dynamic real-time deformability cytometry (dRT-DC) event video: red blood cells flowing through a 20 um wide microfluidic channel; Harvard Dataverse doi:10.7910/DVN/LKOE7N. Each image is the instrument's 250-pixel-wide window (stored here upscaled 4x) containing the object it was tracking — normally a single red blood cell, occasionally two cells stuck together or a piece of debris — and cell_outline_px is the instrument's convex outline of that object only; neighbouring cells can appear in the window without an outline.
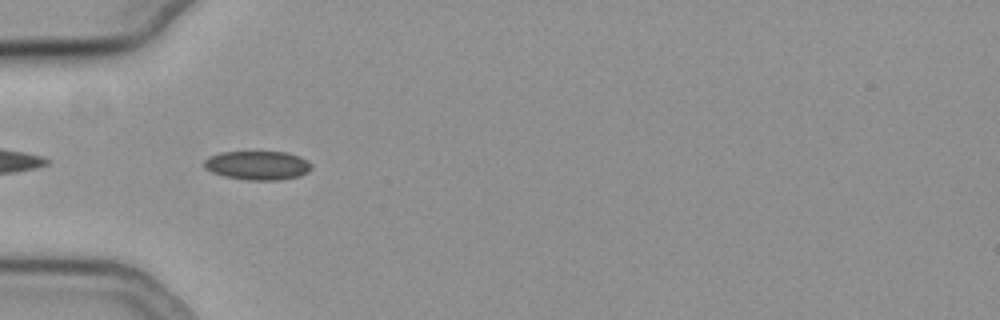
{"species": "common noctule bat (a hibernating species)", "species_latin": "Nyctalus noctula", "temperature_condition": "cold", "stored_images_in_passage": 39, "camera_frame_rate_fps": 3000, "um_per_image_px": 0.085, "animal": {"sex": "female", "body_mass_g": 19.3, "forearm_length_mm": 54.1}, "frame": {"image": 1, "passage_image": 2, "time_ms": 0.333, "image_size_px": [1000, 320], "cell_outline_px": [[312, 168], [308, 172], [300, 176], [280, 180], [248, 180], [224, 176], [212, 172], [204, 168], [204, 160], [208, 156], [220, 152], [284, 152], [300, 156], [312, 164]], "centroid_in_image_um": [21.89, 14.06], "position_along_channel_um": 63.1, "area_um2": 18.21}}
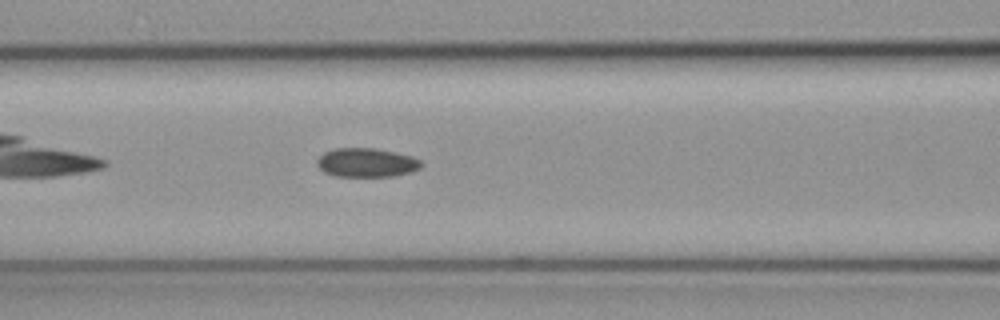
{"frame": {"image": 2, "passage_image": 8, "time_ms": 2.333, "image_size_px": [1000, 320], "cell_outline_px": [[424, 164], [420, 168], [412, 172], [396, 176], [336, 176], [324, 172], [316, 164], [316, 160], [324, 152], [336, 148], [372, 148], [412, 156], [420, 160]], "centroid_in_image_um": [31.16, 13.83], "position_along_channel_um": 135.4, "area_um2": 17.57}}
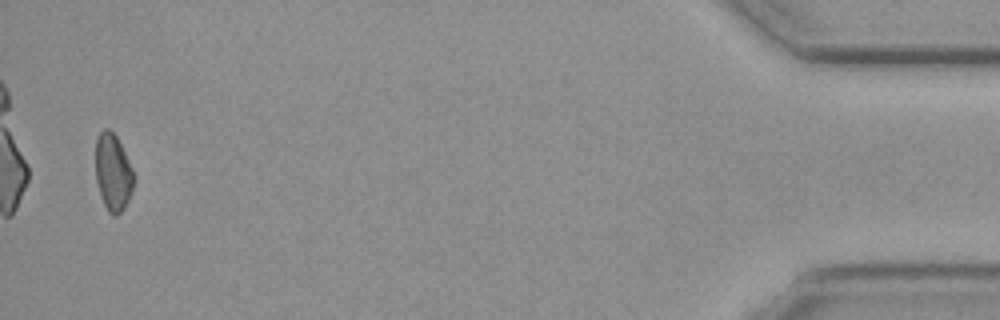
{"frame": {"image": 3, "passage_image": 38, "time_ms": 12.333, "image_size_px": [1000, 320], "cell_outline_px": [[136, 180], [132, 192], [124, 208], [116, 216], [112, 216], [108, 212], [104, 204], [96, 180], [96, 140], [100, 132], [104, 128], [108, 128], [116, 136], [132, 168]], "centroid_in_image_um": [9.62, 14.67], "position_along_channel_um": 425.6, "area_um2": 17.11}}